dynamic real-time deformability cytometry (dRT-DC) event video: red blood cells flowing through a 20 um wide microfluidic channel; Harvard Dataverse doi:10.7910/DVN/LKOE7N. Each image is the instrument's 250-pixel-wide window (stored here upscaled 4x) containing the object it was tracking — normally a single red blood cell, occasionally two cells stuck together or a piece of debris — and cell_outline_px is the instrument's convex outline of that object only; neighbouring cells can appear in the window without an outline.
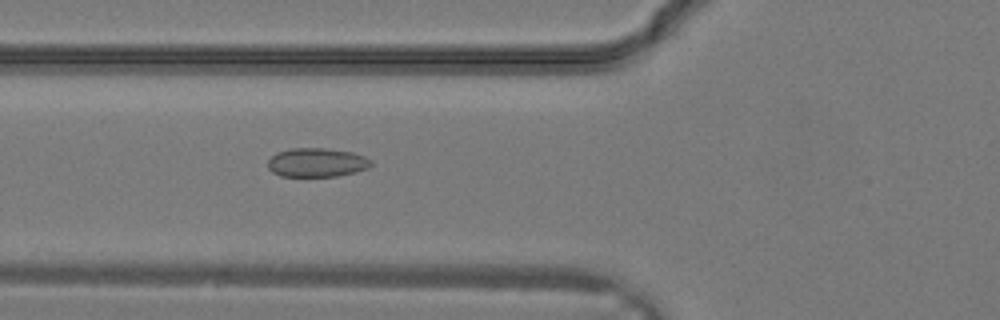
{"species": "common noctule bat (a hibernating species)", "species_latin": "Nyctalus noctula", "temperature_condition": "warm", "stored_images_in_passage": 8, "camera_frame_rate_fps": 3000, "um_per_image_px": 0.085, "animal": {"sex": "male", "body_mass_g": 19.2, "forearm_length_mm": 51.8}, "frame": {"image": 1, "passage_image": 8, "time_ms": 2.333, "image_size_px": [1000, 320], "cell_outline_px": [[372, 164], [368, 168], [356, 172], [336, 176], [280, 176], [272, 172], [268, 168], [268, 160], [276, 152], [292, 148], [324, 148], [352, 152], [364, 156], [372, 160]], "centroid_in_image_um": [26.92, 13.81], "position_along_channel_um": 98.9, "area_um2": 17.46}}